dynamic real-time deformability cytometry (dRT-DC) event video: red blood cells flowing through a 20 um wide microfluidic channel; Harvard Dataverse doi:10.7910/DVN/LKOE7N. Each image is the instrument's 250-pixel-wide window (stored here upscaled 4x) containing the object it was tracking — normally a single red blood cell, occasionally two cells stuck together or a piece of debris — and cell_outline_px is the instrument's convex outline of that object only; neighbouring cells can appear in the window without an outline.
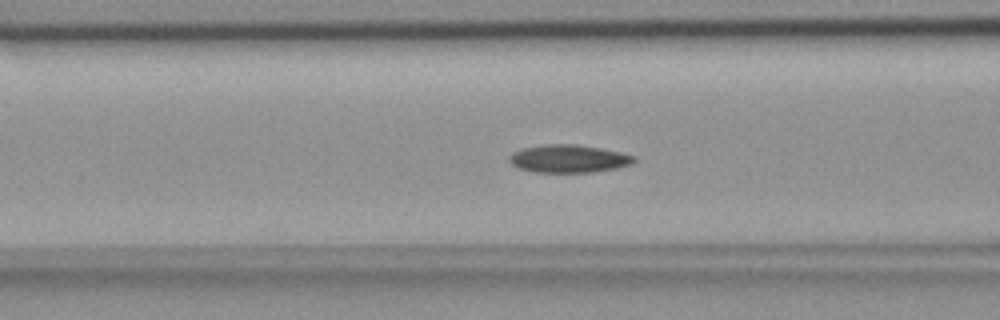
{"species": "common noctule bat (a hibernating species)", "species_latin": "Nyctalus noctula", "temperature_condition": "room temperature", "stored_images_in_passage": 39, "camera_frame_rate_fps": 3000, "um_per_image_px": 0.085, "animal": {"sex": "female", "body_mass_g": 18.4}, "frame": {"image": 1, "passage_image": 9, "time_ms": 2.667, "image_size_px": [1000, 320], "cell_outline_px": [[636, 160], [632, 164], [616, 168], [592, 172], [536, 172], [516, 168], [508, 160], [508, 156], [512, 152], [520, 148], [544, 144], [576, 144], [600, 148], [620, 152], [636, 156]], "centroid_in_image_um": [48.3, 13.48], "position_along_channel_um": 118.3, "area_um2": 20.46}}
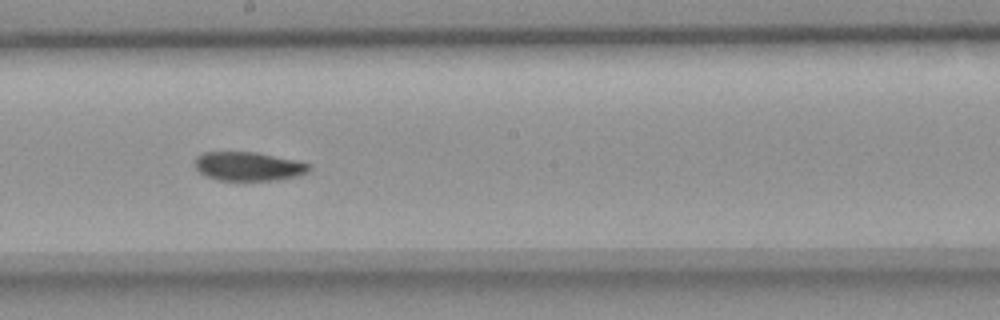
{"frame": {"image": 2, "passage_image": 18, "time_ms": 5.667, "image_size_px": [1000, 320], "cell_outline_px": [[312, 168], [308, 172], [296, 176], [280, 180], [216, 180], [204, 176], [196, 168], [196, 156], [204, 152], [256, 152], [300, 160], [312, 164]], "centroid_in_image_um": [21.17, 14.14], "position_along_channel_um": 227.0, "area_um2": 19.54}}
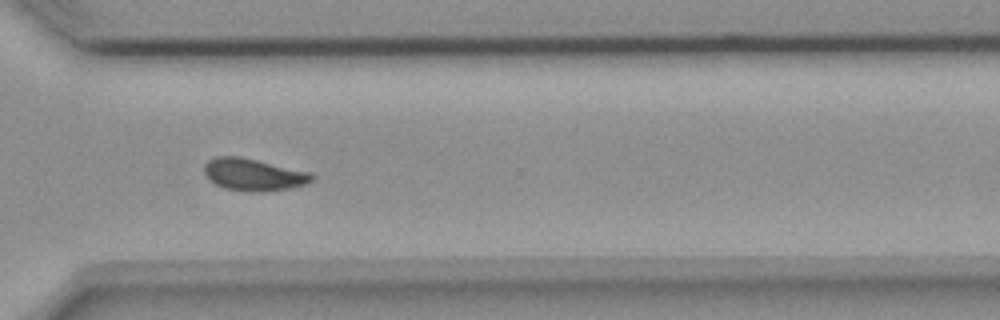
{"frame": {"image": 3, "passage_image": 28, "time_ms": 9.0, "image_size_px": [1000, 320], "cell_outline_px": [[316, 176], [308, 184], [292, 188], [268, 192], [248, 192], [224, 188], [208, 180], [204, 172], [204, 164], [208, 160], [216, 156], [240, 156], [312, 172]], "centroid_in_image_um": [21.58, 14.85], "position_along_channel_um": 349.0, "area_um2": 20.69}, "authors_computed_cell_mechanics": {"area_um2": 19.652, "velocity_mm_per_s": 3.6454, "shape_relaxation_time_tau1_ms": null, "shape_relaxation_time_tau2_ms": 5.6185, "deformation_change_tau1": null, "deformation_change_tau2": 0.0889}}